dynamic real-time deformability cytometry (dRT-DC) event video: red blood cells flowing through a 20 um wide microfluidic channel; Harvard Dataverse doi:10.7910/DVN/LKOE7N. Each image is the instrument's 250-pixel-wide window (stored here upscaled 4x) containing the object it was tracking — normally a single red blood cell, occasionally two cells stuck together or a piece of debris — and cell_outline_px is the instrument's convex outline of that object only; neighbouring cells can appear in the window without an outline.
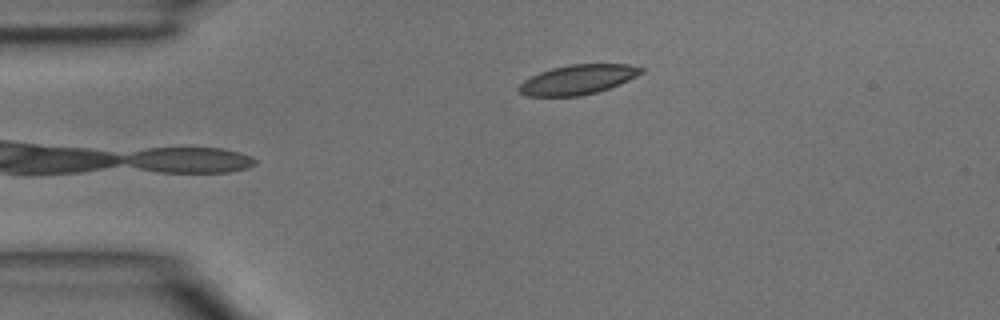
{"species": "common noctule bat (a hibernating species)", "species_latin": "Nyctalus noctula", "temperature_condition": "room temperature", "stored_images_in_passage": 4, "camera_frame_rate_fps": 3000, "um_per_image_px": 0.085, "animal": {"sex": "male", "body_mass_g": 15.6}, "frame": {"image": 1, "passage_image": 4, "time_ms": 1.0, "image_size_px": [1000, 320], "cell_outline_px": [[644, 72], [620, 84], [596, 92], [580, 96], [528, 96], [520, 92], [516, 88], [524, 80], [540, 72], [552, 68], [572, 64], [628, 64], [644, 68]], "centroid_in_image_um": [49.12, 6.76], "position_along_channel_um": 35.9, "area_um2": 20.98}}